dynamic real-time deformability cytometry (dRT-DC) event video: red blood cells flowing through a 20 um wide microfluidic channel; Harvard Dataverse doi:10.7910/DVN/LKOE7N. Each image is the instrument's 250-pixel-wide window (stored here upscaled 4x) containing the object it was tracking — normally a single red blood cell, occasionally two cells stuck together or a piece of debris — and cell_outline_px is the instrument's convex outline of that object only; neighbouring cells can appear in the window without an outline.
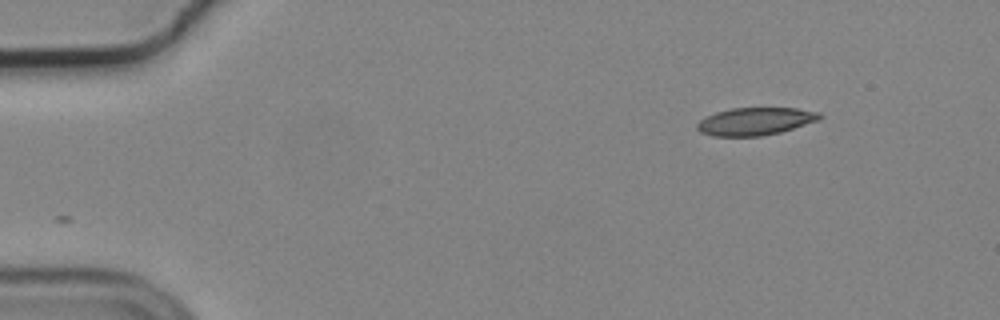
{"species": "common noctule bat (a hibernating species)", "species_latin": "Nyctalus noctula", "temperature_condition": "cold", "stored_images_in_passage": 46, "camera_frame_rate_fps": 3000, "um_per_image_px": 0.085, "animal": {"sex": "male", "body_mass_g": 19.2, "forearm_length_mm": 51.8}, "frame": {"image": 1, "passage_image": 1, "time_ms": 0.0, "image_size_px": [1000, 320], "cell_outline_px": [[824, 116], [820, 120], [780, 132], [760, 136], [712, 136], [700, 132], [696, 128], [696, 124], [704, 116], [716, 112], [732, 108], [796, 108], [820, 112]], "centroid_in_image_um": [64.2, 10.31], "position_along_channel_um": 20.8, "area_um2": 19.88}}
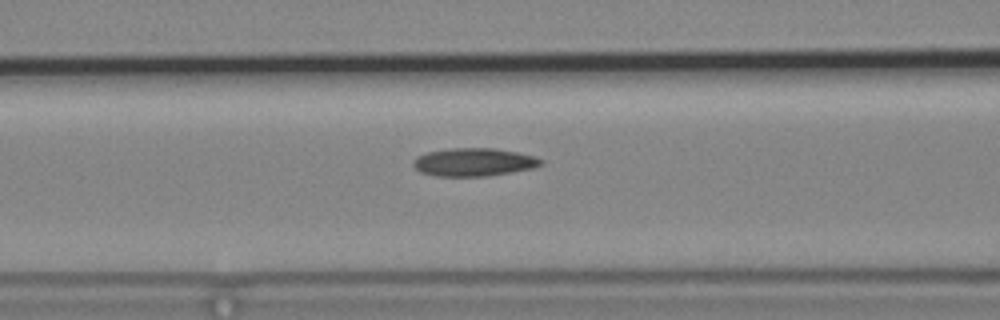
{"frame": {"image": 2, "passage_image": 17, "time_ms": 5.333, "image_size_px": [1000, 320], "cell_outline_px": [[544, 164], [532, 168], [488, 176], [436, 176], [420, 172], [412, 164], [412, 160], [416, 156], [428, 152], [452, 148], [492, 148], [520, 152], [544, 160]], "centroid_in_image_um": [40.27, 13.78], "position_along_channel_um": 126.3, "area_um2": 20.92}}
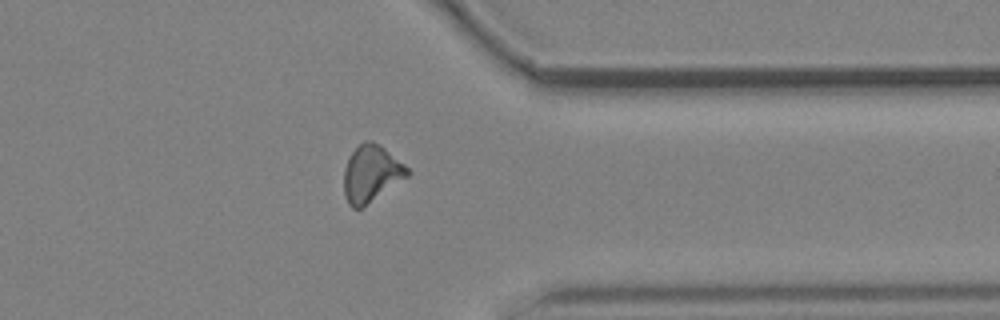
{"frame": {"image": 3, "passage_image": 38, "time_ms": 12.333, "image_size_px": [1000, 320], "cell_outline_px": [[412, 172], [408, 176], [364, 208], [352, 208], [348, 204], [344, 196], [344, 168], [352, 152], [364, 140], [372, 140], [384, 148], [404, 164]], "centroid_in_image_um": [31.55, 14.79], "position_along_channel_um": 379.9, "area_um2": 21.1}, "authors_computed_cell_mechanics": {"area_um2": 20.1433, "velocity_mm_per_s": 3.7229, "shape_relaxation_time_tau1_ms": null, "shape_relaxation_time_tau2_ms": 10.6912, "deformation_change_tau1": null, "deformation_change_tau2": 0.2284}}